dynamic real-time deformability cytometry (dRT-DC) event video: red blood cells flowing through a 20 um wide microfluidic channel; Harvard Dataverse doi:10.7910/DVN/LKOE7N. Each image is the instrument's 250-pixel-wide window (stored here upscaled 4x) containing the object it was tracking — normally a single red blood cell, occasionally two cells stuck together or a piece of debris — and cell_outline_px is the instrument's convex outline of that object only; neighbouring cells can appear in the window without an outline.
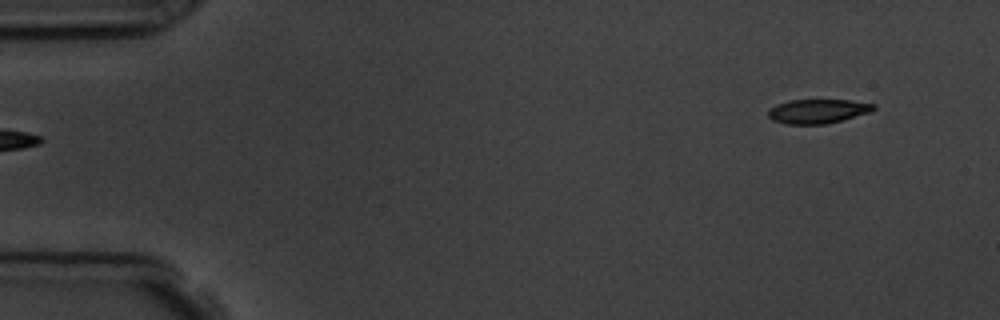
{"species": "common noctule bat (a hibernating species)", "species_latin": "Nyctalus noctula", "temperature_condition": "room temperature", "stored_images_in_passage": 4, "segment_of_instrument_passage": [2, 2], "camera_frame_rate_fps": 3000, "um_per_image_px": 0.085, "animal": {"sex": "male", "body_mass_g": 19.5, "forearm_length_mm": 54.6}, "frame": {"image": 1, "passage_image": 4, "time_ms": 3.333, "image_size_px": [1000, 320], "cell_outline_px": [[876, 108], [872, 112], [824, 124], [784, 124], [772, 120], [768, 116], [768, 108], [776, 104], [788, 100], [848, 100], [876, 104]], "centroid_in_image_um": [69.48, 9.45], "position_along_channel_um": 15.5, "area_um2": 14.97}}